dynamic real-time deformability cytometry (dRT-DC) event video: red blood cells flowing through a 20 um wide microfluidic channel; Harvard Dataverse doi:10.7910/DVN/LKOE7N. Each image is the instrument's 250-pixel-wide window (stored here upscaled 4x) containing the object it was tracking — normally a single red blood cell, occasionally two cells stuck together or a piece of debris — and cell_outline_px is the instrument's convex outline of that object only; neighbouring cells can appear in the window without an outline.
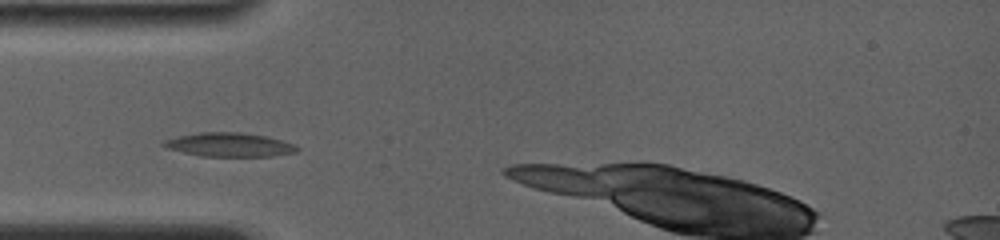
{"species": "common noctule bat (a hibernating species)", "species_latin": "Nyctalus noctula", "temperature_condition": "room temperature", "stored_images_in_passage": 9, "camera_frame_rate_fps": 4000, "um_per_image_px": 0.085, "animal": {"sex": "female", "body_mass_g": 19.0, "forearm_length_mm": 56.7}, "frame": {"image": 1, "passage_image": 4, "time_ms": 0.75, "image_size_px": [1000, 240], "cell_outline_px": [[300, 148], [296, 152], [272, 156], [200, 156], [168, 148], [160, 144], [164, 140], [176, 136], [200, 132], [240, 132], [264, 136], [280, 140], [292, 144]], "centroid_in_image_um": [19.46, 12.3], "position_along_channel_um": 65.5, "area_um2": 18.38}}
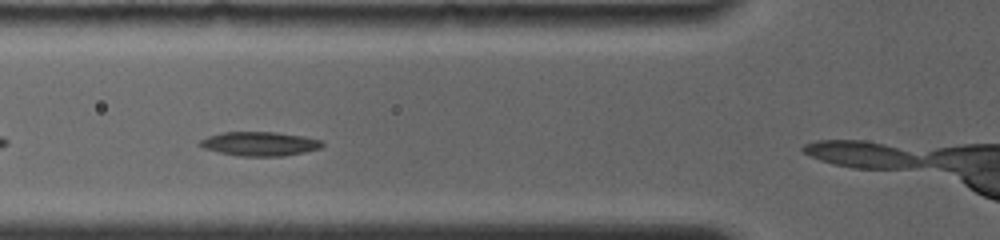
{"frame": {"image": 2, "passage_image": 8, "time_ms": 1.75, "image_size_px": [1000, 240], "cell_outline_px": [[324, 144], [320, 148], [304, 152], [284, 156], [240, 156], [220, 152], [204, 148], [196, 144], [200, 140], [208, 136], [224, 132], [276, 132], [304, 136], [324, 140]], "centroid_in_image_um": [22.1, 12.22], "position_along_channel_um": 103.7, "area_um2": 17.22}}